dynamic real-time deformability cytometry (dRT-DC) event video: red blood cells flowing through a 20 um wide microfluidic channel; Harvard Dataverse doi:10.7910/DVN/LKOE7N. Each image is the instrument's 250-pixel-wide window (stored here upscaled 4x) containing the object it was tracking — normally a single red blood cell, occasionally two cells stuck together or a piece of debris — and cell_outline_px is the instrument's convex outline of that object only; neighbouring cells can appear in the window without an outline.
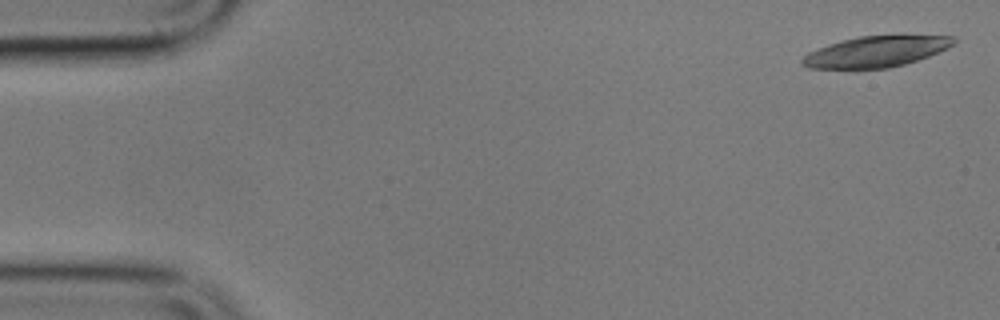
{"species": "common noctule bat (a hibernating species)", "species_latin": "Nyctalus noctula", "temperature_condition": "cold", "stored_images_in_passage": 5, "camera_frame_rate_fps": 3000, "um_per_image_px": 0.085, "animal": {"sex": "male", "body_mass_g": 17.9}, "frame": {"image": 1, "passage_image": 1, "time_ms": 0.0, "image_size_px": [1000, 320], "cell_outline_px": [[956, 40], [948, 48], [928, 56], [904, 64], [888, 68], [808, 68], [800, 64], [800, 60], [808, 52], [828, 44], [860, 36], [956, 36]], "centroid_in_image_um": [74.42, 4.39], "position_along_channel_um": 10.6, "area_um2": 26.82}}